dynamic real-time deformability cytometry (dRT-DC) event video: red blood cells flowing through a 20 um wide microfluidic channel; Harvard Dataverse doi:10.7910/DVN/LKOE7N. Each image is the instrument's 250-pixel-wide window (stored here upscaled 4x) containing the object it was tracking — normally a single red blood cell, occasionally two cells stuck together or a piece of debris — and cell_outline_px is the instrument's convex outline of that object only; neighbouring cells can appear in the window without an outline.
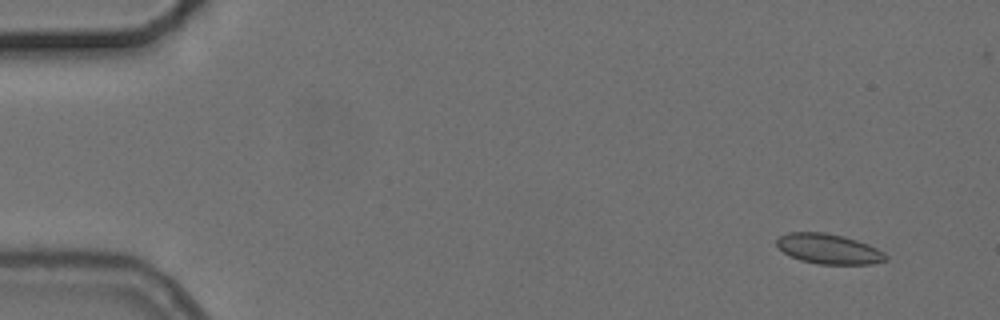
{"species": "common noctule bat (a hibernating species)", "species_latin": "Nyctalus noctula", "temperature_condition": "cold", "stored_images_in_passage": 10, "camera_frame_rate_fps": 3000, "um_per_image_px": 0.085, "animal": {"sex": "female", "body_mass_g": 24.6, "forearm_length_mm": 56.2}, "frame": {"image": 1, "passage_image": 2, "time_ms": 1.0, "image_size_px": [1000, 320], "cell_outline_px": [[888, 260], [872, 264], [820, 264], [800, 260], [788, 256], [776, 244], [776, 240], [780, 236], [788, 232], [824, 232], [844, 236], [868, 244], [884, 252], [888, 256]], "centroid_in_image_um": [70.45, 21.16], "position_along_channel_um": 14.6, "area_um2": 19.19}}
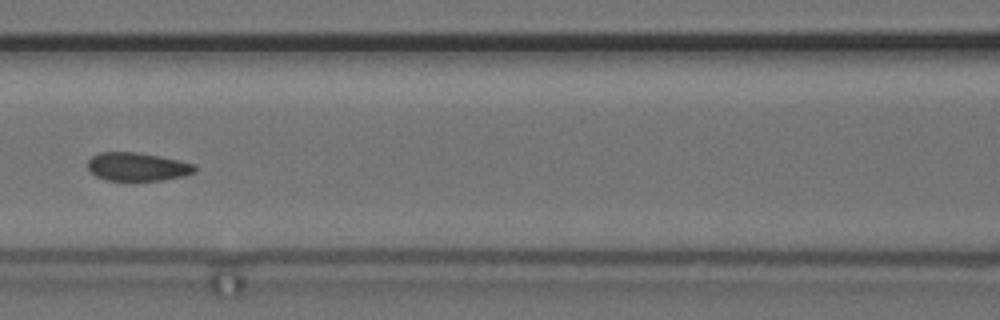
{"frame": {"image": 2, "passage_image": 7, "time_ms": 8.0, "image_size_px": [1000, 320], "cell_outline_px": [[196, 172], [184, 176], [164, 180], [108, 180], [96, 176], [88, 168], [88, 160], [92, 156], [100, 152], [136, 152], [160, 156], [196, 164]], "centroid_in_image_um": [11.71, 14.17], "position_along_channel_um": 154.9, "area_um2": 17.69}}
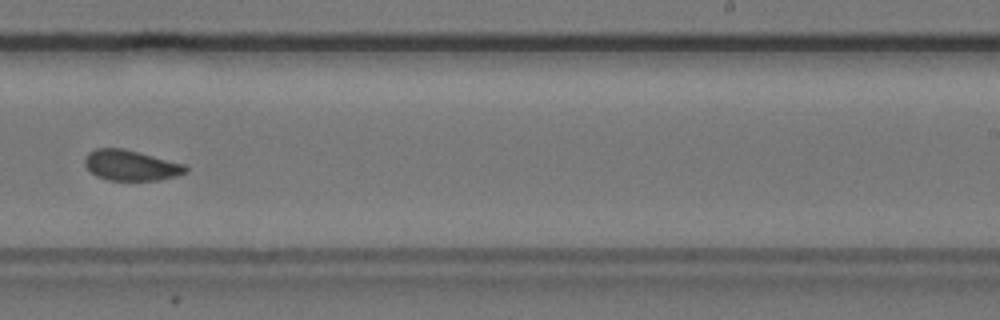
{"frame": {"image": 3, "passage_image": 10, "time_ms": 11.333, "image_size_px": [1000, 320], "cell_outline_px": [[188, 172], [176, 176], [160, 180], [108, 180], [96, 176], [84, 164], [84, 160], [88, 152], [96, 148], [124, 148], [184, 164], [188, 168]], "centroid_in_image_um": [11.13, 14.05], "position_along_channel_um": 277.9, "area_um2": 17.92}}